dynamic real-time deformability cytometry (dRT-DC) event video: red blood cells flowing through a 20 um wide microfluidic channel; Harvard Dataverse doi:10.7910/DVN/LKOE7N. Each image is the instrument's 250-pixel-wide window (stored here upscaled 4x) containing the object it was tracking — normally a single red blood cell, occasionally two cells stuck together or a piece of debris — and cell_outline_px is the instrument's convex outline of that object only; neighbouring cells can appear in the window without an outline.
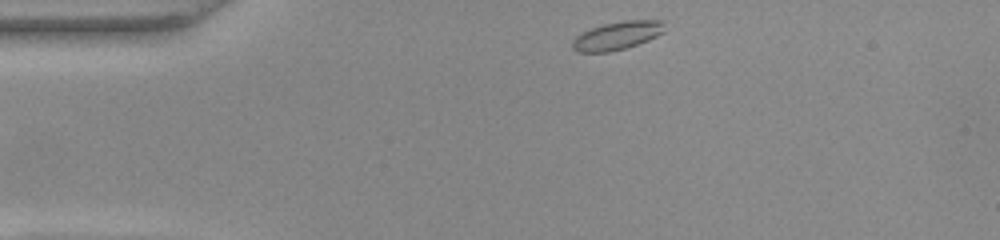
{"species": "common noctule bat (a hibernating species)", "species_latin": "Nyctalus noctula", "temperature_condition": "warm", "stored_images_in_passage": 44, "camera_frame_rate_fps": 3000, "um_per_image_px": 0.085, "animal": {"sex": "female", "body_mass_g": 22.0, "forearm_length_mm": 56.7}, "frame": {"image": 1, "passage_image": 1, "time_ms": 0.0, "image_size_px": [1000, 240], "cell_outline_px": [[664, 32], [648, 40], [624, 48], [608, 52], [576, 52], [572, 48], [572, 40], [576, 36], [592, 28], [604, 24], [624, 20], [664, 20]], "centroid_in_image_um": [52.46, 3.02], "position_along_channel_um": 32.5, "area_um2": 15.03}}
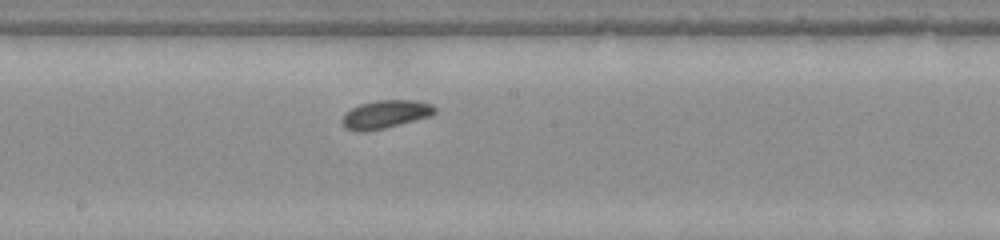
{"frame": {"image": 2, "passage_image": 19, "time_ms": 6.0, "image_size_px": [1000, 240], "cell_outline_px": [[436, 112], [432, 116], [384, 128], [364, 132], [356, 132], [344, 128], [340, 120], [344, 112], [360, 104], [376, 100], [416, 100], [432, 104], [436, 108]], "centroid_in_image_um": [32.73, 9.72], "position_along_channel_um": 215.5, "area_um2": 15.49}}
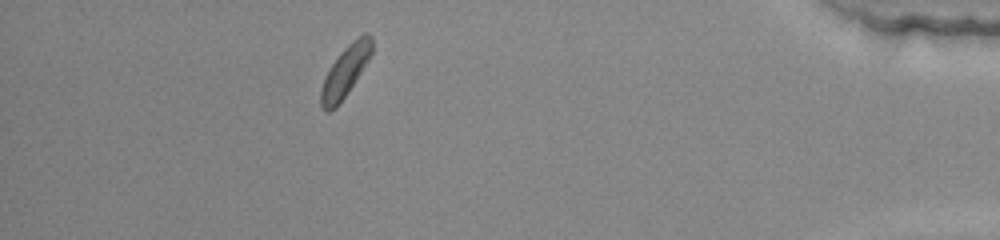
{"frame": {"image": 3, "passage_image": 38, "time_ms": 12.333, "image_size_px": [1000, 240], "cell_outline_px": [[372, 52], [368, 60], [348, 92], [336, 108], [328, 112], [324, 112], [320, 104], [320, 88], [324, 76], [340, 52], [352, 40], [364, 32], [368, 32], [372, 36]], "centroid_in_image_um": [29.32, 6.07], "position_along_channel_um": 405.9, "area_um2": 15.2}, "authors_computed_cell_mechanics": {"area_um2": 14.8546, "velocity_mm_per_s": 3.8323, "shape_relaxation_time_tau1_ms": 2.6978, "shape_relaxation_time_tau2_ms": null, "deformation_change_tau1": 0.0811, "deformation_change_tau2": null}}